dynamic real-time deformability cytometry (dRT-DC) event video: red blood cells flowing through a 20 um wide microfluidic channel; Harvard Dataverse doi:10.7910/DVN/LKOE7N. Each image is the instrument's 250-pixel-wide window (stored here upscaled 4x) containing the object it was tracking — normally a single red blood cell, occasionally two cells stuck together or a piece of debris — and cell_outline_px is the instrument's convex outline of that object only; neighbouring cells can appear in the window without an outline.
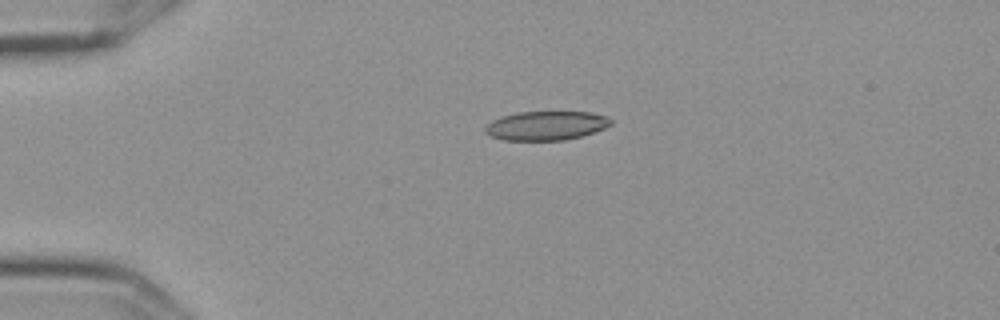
{"species": "Egyptian fruit bat (a non-hibernating species)", "species_latin": "Rousettus aegyptiacus", "temperature_condition": "cold", "stored_images_in_passage": 2, "camera_frame_rate_fps": 3000, "um_per_image_px": 0.085, "frame": {"image": 1, "passage_image": 1, "time_ms": 0.0, "image_size_px": [1000, 320], "cell_outline_px": [[612, 124], [604, 128], [580, 136], [564, 140], [504, 140], [492, 136], [484, 132], [484, 128], [492, 120], [516, 112], [592, 112], [608, 116], [612, 120]], "centroid_in_image_um": [46.43, 10.67], "position_along_channel_um": 38.6, "area_um2": 21.15}}